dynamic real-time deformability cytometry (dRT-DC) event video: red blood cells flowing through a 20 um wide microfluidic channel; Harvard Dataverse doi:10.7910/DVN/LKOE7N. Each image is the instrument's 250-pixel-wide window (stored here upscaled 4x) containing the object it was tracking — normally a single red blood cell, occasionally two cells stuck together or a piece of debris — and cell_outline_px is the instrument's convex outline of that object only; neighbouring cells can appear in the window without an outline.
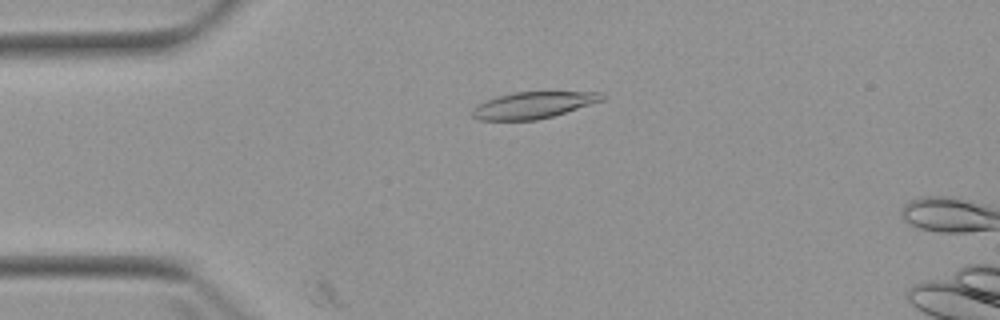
{"species": "Egyptian fruit bat (a non-hibernating species)", "species_latin": "Rousettus aegyptiacus", "temperature_condition": "warm", "stored_images_in_passage": 7, "camera_frame_rate_fps": 3000, "um_per_image_px": 0.085, "animal": {"sex": "female"}, "frame": {"image": 1, "passage_image": 3, "time_ms": 3.333, "image_size_px": [1000, 320], "cell_outline_px": [[608, 96], [604, 100], [552, 116], [536, 120], [480, 120], [472, 116], [472, 108], [496, 96], [512, 92], [604, 92]], "centroid_in_image_um": [45.36, 8.92], "position_along_channel_um": 39.6, "area_um2": 20.0}}